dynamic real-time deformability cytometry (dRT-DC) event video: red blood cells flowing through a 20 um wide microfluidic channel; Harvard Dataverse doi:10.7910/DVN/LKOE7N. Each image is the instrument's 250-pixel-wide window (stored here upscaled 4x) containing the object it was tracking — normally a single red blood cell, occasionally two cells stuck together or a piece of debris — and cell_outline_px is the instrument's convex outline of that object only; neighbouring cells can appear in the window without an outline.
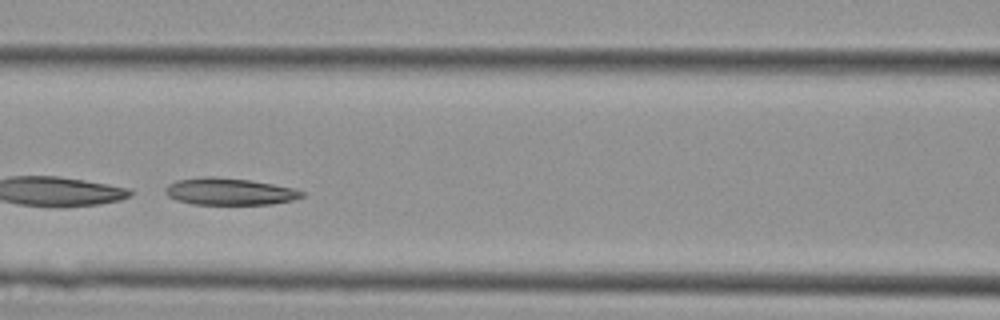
{"species": "Egyptian fruit bat (a non-hibernating species)", "species_latin": "Rousettus aegyptiacus", "temperature_condition": "cold", "stored_images_in_passage": 34, "camera_frame_rate_fps": 3000, "um_per_image_px": 0.085, "animal": {"sex": "female"}, "frame": {"image": 1, "passage_image": 10, "time_ms": 3.0, "image_size_px": [1000, 320], "cell_outline_px": [[304, 196], [292, 200], [272, 204], [192, 204], [176, 200], [168, 196], [164, 192], [164, 188], [168, 184], [176, 180], [204, 176], [216, 176], [248, 180], [272, 184], [292, 188], [304, 192]], "centroid_in_image_um": [19.45, 16.27], "position_along_channel_um": 147.2, "area_um2": 21.44}}